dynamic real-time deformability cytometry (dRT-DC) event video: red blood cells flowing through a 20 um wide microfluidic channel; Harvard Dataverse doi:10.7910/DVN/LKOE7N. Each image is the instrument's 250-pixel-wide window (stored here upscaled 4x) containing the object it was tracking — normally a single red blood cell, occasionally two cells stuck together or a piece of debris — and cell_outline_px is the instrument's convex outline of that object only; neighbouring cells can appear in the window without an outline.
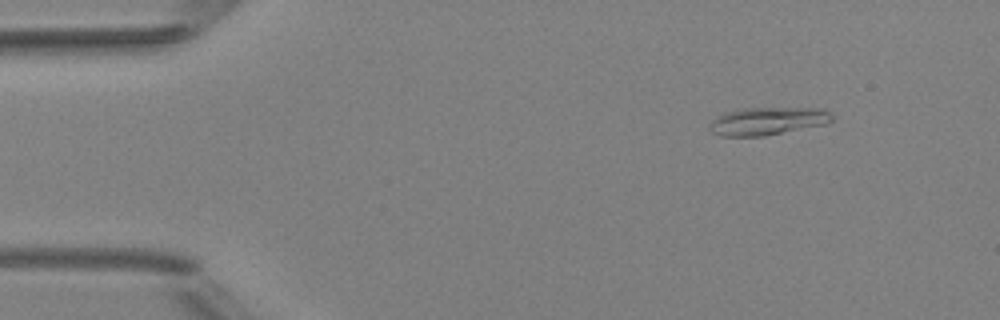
{"species": "Egyptian fruit bat (a non-hibernating species)", "species_latin": "Rousettus aegyptiacus", "temperature_condition": "room temperature", "stored_images_in_passage": 4, "camera_frame_rate_fps": 3000, "um_per_image_px": 0.085, "animal": {"sex": "female"}, "frame": {"image": 1, "passage_image": 4, "time_ms": 3.667, "image_size_px": [1000, 320], "cell_outline_px": [[832, 120], [828, 124], [764, 136], [720, 136], [712, 132], [712, 120], [716, 116], [724, 112], [744, 108], [828, 108], [832, 116]], "centroid_in_image_um": [65.31, 10.28], "position_along_channel_um": 19.7, "area_um2": 19.94}}